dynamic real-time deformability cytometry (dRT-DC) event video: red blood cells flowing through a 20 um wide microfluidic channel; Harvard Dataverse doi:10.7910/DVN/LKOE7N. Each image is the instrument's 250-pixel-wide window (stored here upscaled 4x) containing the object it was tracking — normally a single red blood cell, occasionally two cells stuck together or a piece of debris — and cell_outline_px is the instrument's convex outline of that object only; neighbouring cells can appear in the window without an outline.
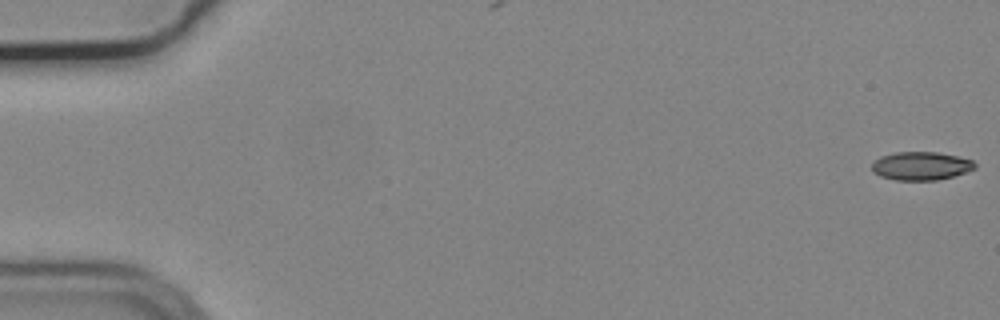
{"species": "common noctule bat (a hibernating species)", "species_latin": "Nyctalus noctula", "temperature_condition": "cold", "stored_images_in_passage": 56, "camera_frame_rate_fps": 3000, "um_per_image_px": 0.085, "animal": {"sex": "male", "body_mass_g": 19.2, "forearm_length_mm": 51.8}, "frame": {"image": 1, "passage_image": 1, "time_ms": 0.0, "image_size_px": [1000, 320], "cell_outline_px": [[976, 168], [952, 176], [936, 180], [896, 180], [880, 176], [872, 172], [872, 164], [880, 156], [896, 152], [936, 152], [956, 156], [972, 160], [976, 164]], "centroid_in_image_um": [78.26, 14.1], "position_along_channel_um": 6.7, "area_um2": 16.88}}
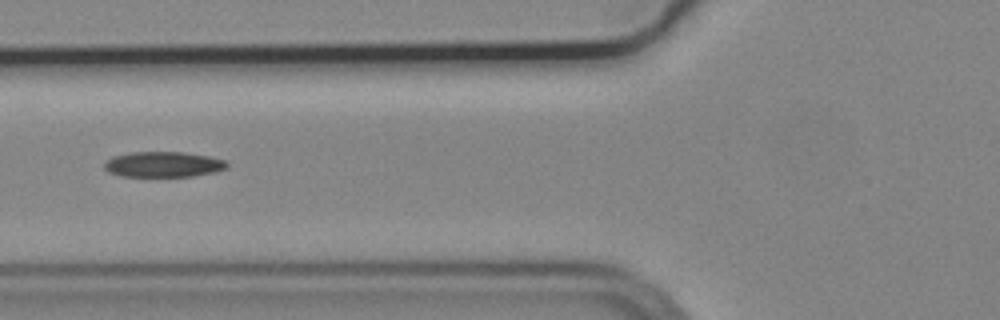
{"frame": {"image": 2, "passage_image": 22, "time_ms": 7.0, "image_size_px": [1000, 320], "cell_outline_px": [[228, 168], [216, 172], [192, 176], [120, 176], [108, 172], [104, 168], [104, 160], [112, 156], [132, 152], [184, 152], [208, 156], [224, 160], [228, 164]], "centroid_in_image_um": [13.86, 13.97], "position_along_channel_um": 111.9, "area_um2": 18.32}}
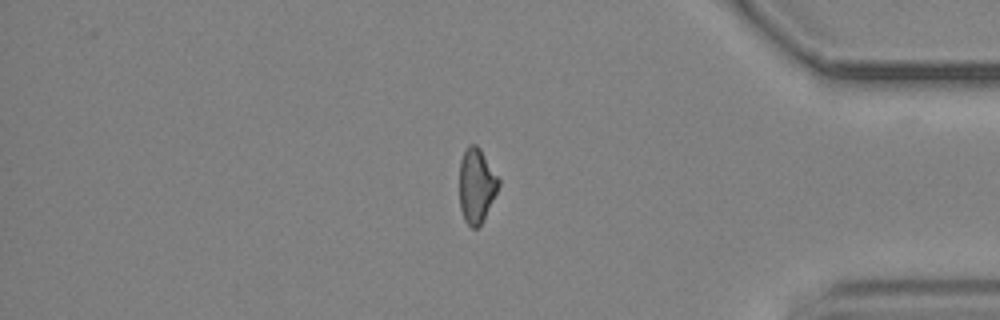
{"frame": {"image": 3, "passage_image": 47, "time_ms": 15.333, "image_size_px": [1000, 320], "cell_outline_px": [[500, 184], [480, 224], [476, 228], [472, 228], [464, 220], [460, 208], [460, 160], [468, 144], [476, 144], [480, 148], [500, 180]], "centroid_in_image_um": [40.48, 15.74], "position_along_channel_um": 394.7, "area_um2": 16.7}, "authors_computed_cell_mechanics": {"area_um2": 18.2359, "velocity_mm_per_s": 3.7306, "shape_relaxation_time_tau1_ms": null, "shape_relaxation_time_tau2_ms": 6.7341, "deformation_change_tau1": null, "deformation_change_tau2": 0.1476}}